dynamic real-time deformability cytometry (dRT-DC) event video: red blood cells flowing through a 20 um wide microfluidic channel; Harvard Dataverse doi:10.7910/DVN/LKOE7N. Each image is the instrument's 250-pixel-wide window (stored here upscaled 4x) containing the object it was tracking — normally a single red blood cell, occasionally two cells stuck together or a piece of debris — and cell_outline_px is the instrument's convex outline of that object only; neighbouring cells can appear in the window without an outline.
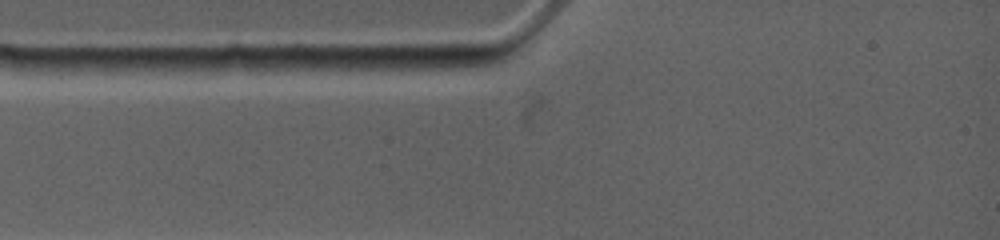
{"species": "common noctule bat (a hibernating species)", "species_latin": "Nyctalus noctula", "temperature_condition": "warm", "stored_images_in_passage": 1, "camera_frame_rate_fps": 4500, "um_per_image_px": 0.085, "animal": {"sex": "female", "body_mass_g": 19.0, "forearm_length_mm": 53.3}, "frame": {"image": 1, "passage_image": 1, "time_ms": 0.0, "image_size_px": [1000, 240], "cell_outline_px": [[252, 68], [220, 76], [156, 76], [100, 68], [100, 60], [228, 56], [244, 56]], "centroid_in_image_um": [15.3, 5.61], "position_along_channel_um": 69.7, "area_um2": 17.22}}